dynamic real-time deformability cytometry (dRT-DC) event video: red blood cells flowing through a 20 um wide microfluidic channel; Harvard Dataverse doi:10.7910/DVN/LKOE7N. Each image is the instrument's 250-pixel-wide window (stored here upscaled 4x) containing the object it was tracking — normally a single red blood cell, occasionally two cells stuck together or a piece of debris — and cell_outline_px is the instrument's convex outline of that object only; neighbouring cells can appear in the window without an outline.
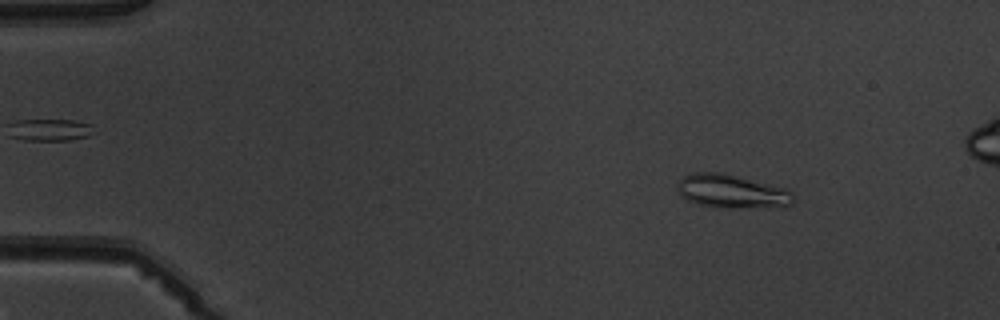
{"species": "common noctule bat (a hibernating species)", "species_latin": "Nyctalus noctula", "temperature_condition": "warm", "stored_images_in_passage": 4, "camera_frame_rate_fps": 3000, "um_per_image_px": 0.085, "animal": {"sex": "male", "body_mass_g": 19.5, "forearm_length_mm": 54.6}, "frame": {"image": 1, "passage_image": 2, "time_ms": 1.0, "image_size_px": [1000, 320], "cell_outline_px": [[796, 200], [792, 204], [744, 208], [712, 208], [688, 200], [680, 196], [676, 188], [680, 180], [684, 176], [692, 172], [724, 172], [788, 188], [792, 192]], "centroid_in_image_um": [62.19, 16.25], "position_along_channel_um": 22.8, "area_um2": 23.06}}